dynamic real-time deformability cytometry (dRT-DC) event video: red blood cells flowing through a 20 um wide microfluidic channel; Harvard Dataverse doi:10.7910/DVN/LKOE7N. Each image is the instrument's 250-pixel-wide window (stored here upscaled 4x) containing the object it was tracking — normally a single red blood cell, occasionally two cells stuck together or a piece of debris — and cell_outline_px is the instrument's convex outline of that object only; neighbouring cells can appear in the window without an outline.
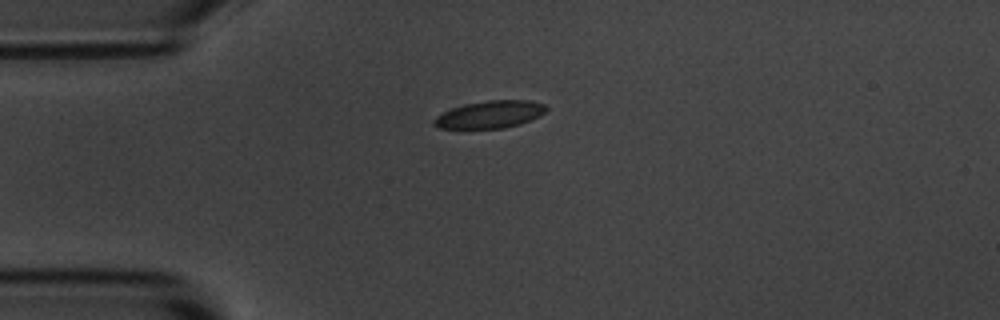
{"species": "common noctule bat (a hibernating species)", "species_latin": "Nyctalus noctula", "temperature_condition": "room temperature", "stored_images_in_passage": 3, "camera_frame_rate_fps": 3000, "um_per_image_px": 0.085, "animal": {"sex": "male", "body_mass_g": 20.1, "forearm_length_mm": 53.5}, "frame": {"image": 1, "passage_image": 1, "time_ms": 0.0, "image_size_px": [1000, 320], "cell_outline_px": [[548, 108], [540, 116], [520, 124], [504, 128], [440, 128], [432, 124], [432, 120], [436, 116], [452, 108], [464, 104], [488, 100], [528, 100], [544, 104]], "centroid_in_image_um": [41.64, 9.72], "position_along_channel_um": 43.4, "area_um2": 17.86}}